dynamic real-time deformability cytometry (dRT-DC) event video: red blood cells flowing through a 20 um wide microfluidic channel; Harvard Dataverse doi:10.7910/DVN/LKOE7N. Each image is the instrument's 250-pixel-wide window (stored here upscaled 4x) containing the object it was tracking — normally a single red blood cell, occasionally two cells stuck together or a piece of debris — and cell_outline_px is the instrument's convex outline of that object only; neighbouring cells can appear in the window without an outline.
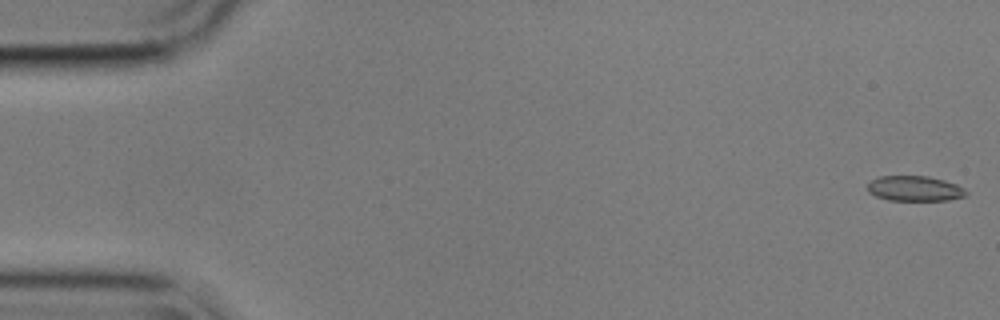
{"species": "common noctule bat (a hibernating species)", "species_latin": "Nyctalus noctula", "temperature_condition": "cold", "stored_images_in_passage": 56, "camera_frame_rate_fps": 3000, "um_per_image_px": 0.085, "animal": {"sex": "male", "body_mass_g": 17.9}, "frame": {"image": 1, "passage_image": 1, "time_ms": 0.0, "image_size_px": [1000, 320], "cell_outline_px": [[968, 192], [964, 196], [948, 200], [888, 200], [876, 196], [868, 192], [868, 184], [872, 180], [880, 176], [928, 176], [944, 180], [956, 184], [964, 188]], "centroid_in_image_um": [77.75, 16.02], "position_along_channel_um": 7.2, "area_um2": 14.39}}
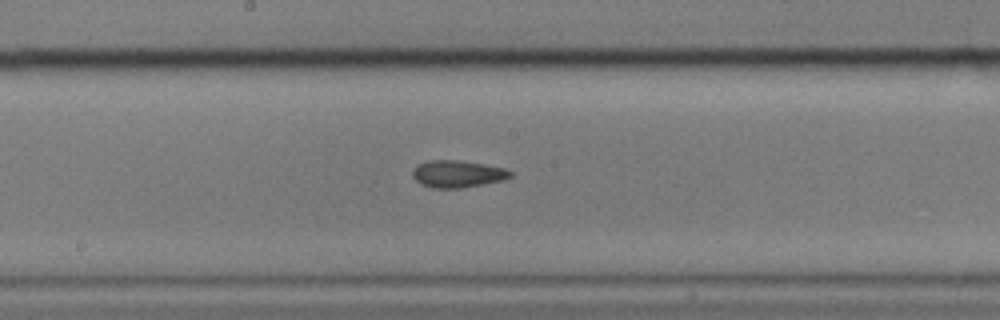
{"frame": {"image": 2, "passage_image": 29, "time_ms": 9.333, "image_size_px": [1000, 320], "cell_outline_px": [[512, 176], [504, 180], [460, 188], [432, 188], [420, 184], [412, 176], [412, 172], [416, 164], [428, 160], [456, 160], [484, 164], [504, 168], [512, 172]], "centroid_in_image_um": [38.86, 14.78], "position_along_channel_um": 209.3, "area_um2": 15.49}}
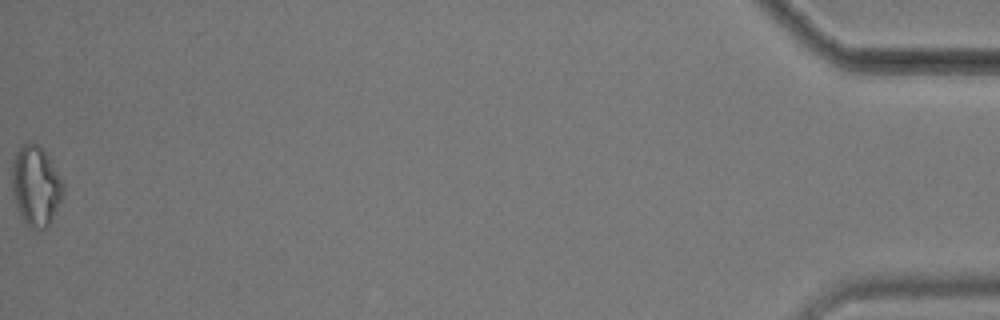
{"frame": {"image": 3, "passage_image": 56, "time_ms": 18.333, "image_size_px": [1000, 320], "cell_outline_px": [[64, 192], [52, 220], [48, 228], [32, 228], [24, 224], [16, 204], [12, 192], [12, 164], [16, 152], [28, 140], [32, 140], [44, 152], [64, 184]], "centroid_in_image_um": [3.03, 15.82], "position_along_channel_um": 432.2, "area_um2": 23.64}, "authors_computed_cell_mechanics": {"area_um2": 15.4037, "velocity_mm_per_s": 3.5777, "shape_relaxation_time_tau1_ms": 7.4956, "shape_relaxation_time_tau2_ms": 3.5538, "deformation_change_tau1": 0.1161, "deformation_change_tau2": 0.0908}}